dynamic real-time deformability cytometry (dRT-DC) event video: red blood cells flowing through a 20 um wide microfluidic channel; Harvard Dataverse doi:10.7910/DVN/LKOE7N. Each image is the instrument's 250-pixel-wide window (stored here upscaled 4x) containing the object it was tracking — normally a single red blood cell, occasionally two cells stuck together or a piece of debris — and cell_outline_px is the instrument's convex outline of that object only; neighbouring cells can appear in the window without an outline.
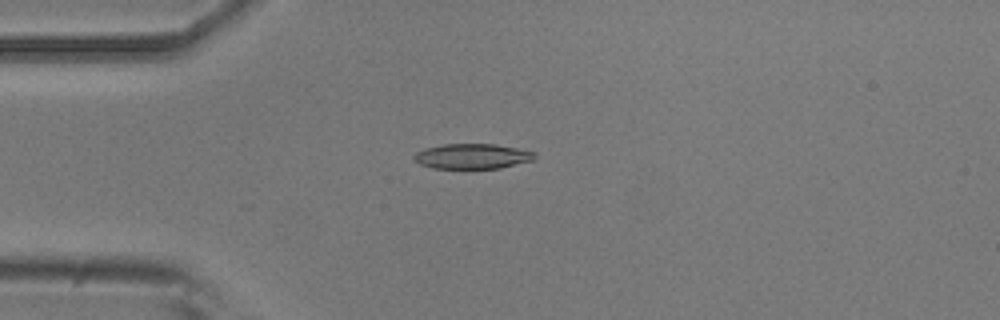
{"species": "common noctule bat (a hibernating species)", "species_latin": "Nyctalus noctula", "temperature_condition": "room temperature", "stored_images_in_passage": 7, "camera_frame_rate_fps": 3000, "um_per_image_px": 0.085, "animal": {"sex": "male", "body_mass_g": 20.5, "forearm_length_mm": 52.5}, "frame": {"image": 1, "passage_image": 1, "time_ms": 0.0, "image_size_px": [1000, 320], "cell_outline_px": [[536, 156], [532, 160], [500, 168], [432, 168], [420, 164], [412, 160], [412, 156], [416, 152], [424, 148], [444, 144], [496, 144], [536, 152]], "centroid_in_image_um": [40.1, 13.28], "position_along_channel_um": 44.9, "area_um2": 17.69}}
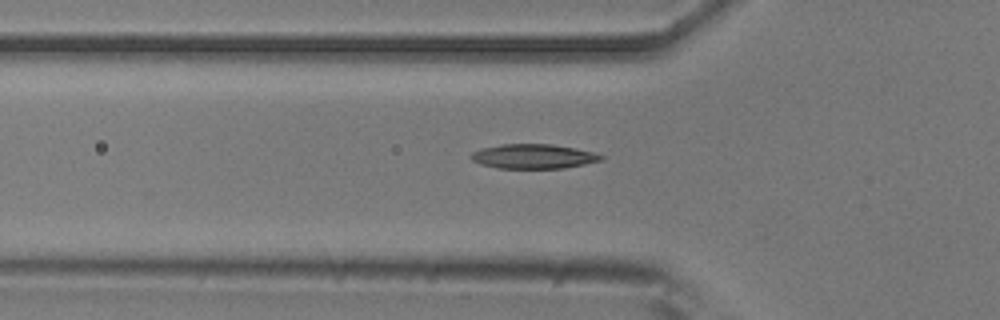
{"frame": {"image": 2, "passage_image": 5, "time_ms": 1.333, "image_size_px": [1000, 320], "cell_outline_px": [[604, 160], [564, 168], [496, 168], [480, 164], [472, 160], [472, 152], [484, 148], [500, 144], [552, 144], [576, 148], [596, 152], [604, 156]], "centroid_in_image_um": [45.4, 13.29], "position_along_channel_um": 80.4, "area_um2": 18.61}}